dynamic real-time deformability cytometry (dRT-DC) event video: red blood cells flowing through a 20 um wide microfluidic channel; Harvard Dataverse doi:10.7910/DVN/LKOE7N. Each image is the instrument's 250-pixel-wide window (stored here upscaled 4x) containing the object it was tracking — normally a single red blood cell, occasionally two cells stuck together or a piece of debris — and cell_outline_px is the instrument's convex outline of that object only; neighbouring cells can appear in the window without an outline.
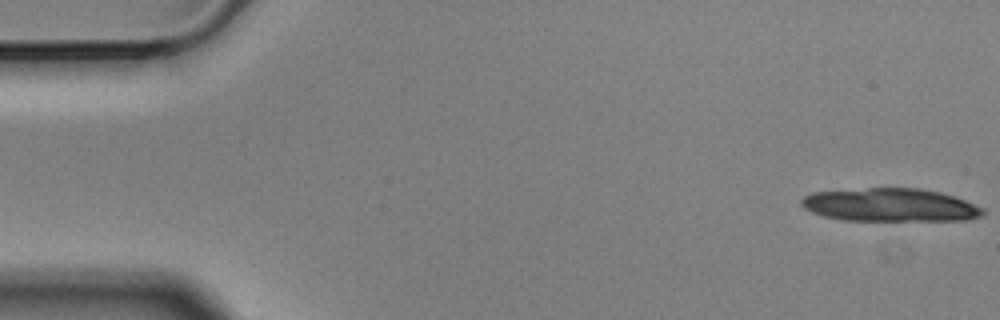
{"species": "Egyptian fruit bat (a non-hibernating species)", "species_latin": "Rousettus aegyptiacus", "temperature_condition": "cold", "stored_images_in_passage": 15, "camera_frame_rate_fps": 3000, "um_per_image_px": 0.085, "animal": {"sex": "male"}, "frame": {"image": 1, "passage_image": 1, "time_ms": 0.0, "image_size_px": [1000, 320], "cell_outline_px": [[984, 216], [968, 220], [840, 220], [824, 216], [812, 212], [804, 208], [800, 204], [800, 200], [804, 196], [812, 192], [868, 188], [920, 188], [940, 192], [964, 200], [984, 208]], "centroid_in_image_um": [75.66, 17.42], "position_along_channel_um": 9.3, "area_um2": 35.14}}